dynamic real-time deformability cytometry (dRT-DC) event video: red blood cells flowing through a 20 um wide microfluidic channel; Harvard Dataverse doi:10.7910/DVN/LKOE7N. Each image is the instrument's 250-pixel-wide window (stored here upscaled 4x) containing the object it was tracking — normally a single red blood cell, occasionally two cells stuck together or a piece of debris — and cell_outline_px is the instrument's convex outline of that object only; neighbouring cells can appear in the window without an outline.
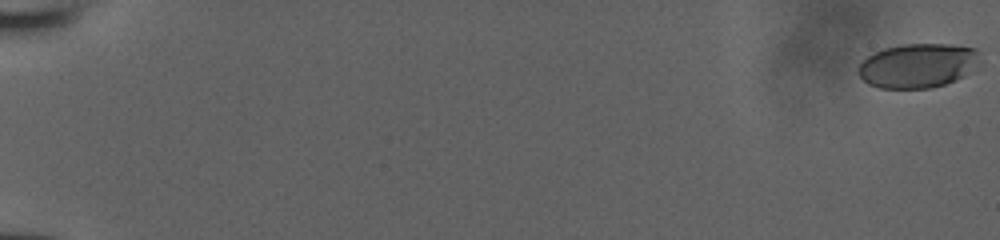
{"species": "human", "species_latin": "Homo sapiens", "temperature_condition": "room temperature", "stored_images_in_passage": 43, "camera_frame_rate_fps": 3000, "um_per_image_px": 0.085, "donor": {"sex": "male"}, "frame": {"image": 1, "passage_image": 1, "time_ms": 0.0, "image_size_px": [1000, 240], "cell_outline_px": [[980, 60], [964, 76], [956, 80], [932, 88], [880, 88], [868, 84], [856, 72], [860, 64], [872, 52], [884, 48], [900, 44], [948, 44], [976, 48]], "centroid_in_image_um": [77.98, 5.57], "position_along_channel_um": 7.0, "area_um2": 31.44}}
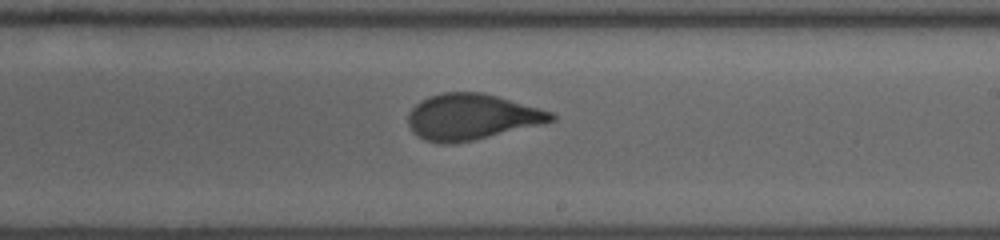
{"frame": {"image": 2, "passage_image": 24, "time_ms": 7.667, "image_size_px": [1000, 240], "cell_outline_px": [[556, 120], [540, 124], [472, 140], [452, 144], [440, 144], [424, 140], [412, 132], [408, 124], [408, 112], [420, 100], [428, 96], [440, 92], [484, 92], [552, 112], [556, 116]], "centroid_in_image_um": [40.02, 9.92], "position_along_channel_um": 249.0, "area_um2": 38.21}}
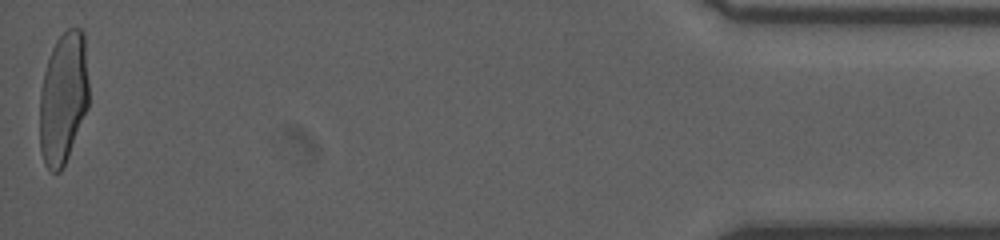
{"frame": {"image": 3, "passage_image": 43, "time_ms": 14.0, "image_size_px": [1000, 240], "cell_outline_px": [[88, 108], [68, 156], [60, 172], [52, 172], [44, 164], [40, 148], [40, 92], [44, 72], [52, 48], [56, 40], [68, 28], [80, 28], [84, 32], [88, 80]], "centroid_in_image_um": [5.38, 8.32], "position_along_channel_um": 429.8, "area_um2": 37.74}}